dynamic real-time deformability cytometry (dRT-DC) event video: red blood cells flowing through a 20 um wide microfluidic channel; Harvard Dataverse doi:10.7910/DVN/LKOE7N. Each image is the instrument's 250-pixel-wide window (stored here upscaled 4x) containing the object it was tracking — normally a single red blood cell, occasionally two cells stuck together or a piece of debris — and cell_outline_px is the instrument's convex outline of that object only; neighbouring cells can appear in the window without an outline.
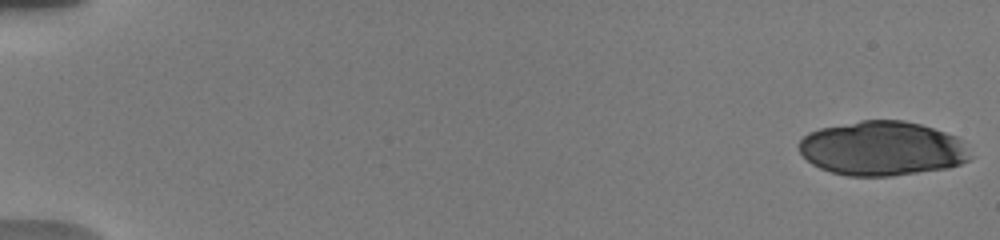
{"species": "human", "species_latin": "Homo sapiens", "temperature_condition": "warm", "stored_images_in_passage": 18, "camera_frame_rate_fps": 3000, "um_per_image_px": 0.085, "donor": {"sex": "male"}, "frame": {"image": 1, "passage_image": 1, "time_ms": 0.0, "image_size_px": [1000, 240], "cell_outline_px": [[972, 156], [968, 160], [960, 164], [948, 168], [892, 176], [848, 176], [832, 172], [820, 168], [812, 164], [800, 152], [800, 140], [808, 132], [820, 128], [860, 120], [904, 120], [920, 124], [956, 136], [960, 140]], "centroid_in_image_um": [74.98, 12.62], "position_along_channel_um": 10.0, "area_um2": 54.16}}
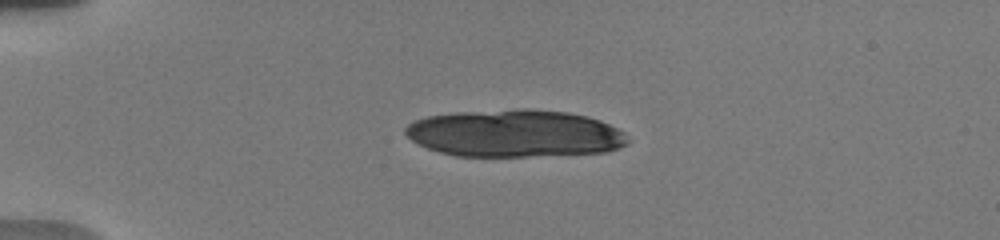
{"frame": {"image": 2, "passage_image": 13, "time_ms": 4.333, "image_size_px": [1000, 240], "cell_outline_px": [[632, 140], [628, 144], [620, 148], [608, 152], [528, 156], [456, 156], [440, 152], [428, 148], [412, 140], [404, 132], [404, 128], [412, 120], [428, 116], [456, 112], [524, 108], [528, 108], [568, 112], [588, 116], [600, 120], [624, 132]], "centroid_in_image_um": [43.79, 11.33], "position_along_channel_um": 41.2, "area_um2": 61.79}}